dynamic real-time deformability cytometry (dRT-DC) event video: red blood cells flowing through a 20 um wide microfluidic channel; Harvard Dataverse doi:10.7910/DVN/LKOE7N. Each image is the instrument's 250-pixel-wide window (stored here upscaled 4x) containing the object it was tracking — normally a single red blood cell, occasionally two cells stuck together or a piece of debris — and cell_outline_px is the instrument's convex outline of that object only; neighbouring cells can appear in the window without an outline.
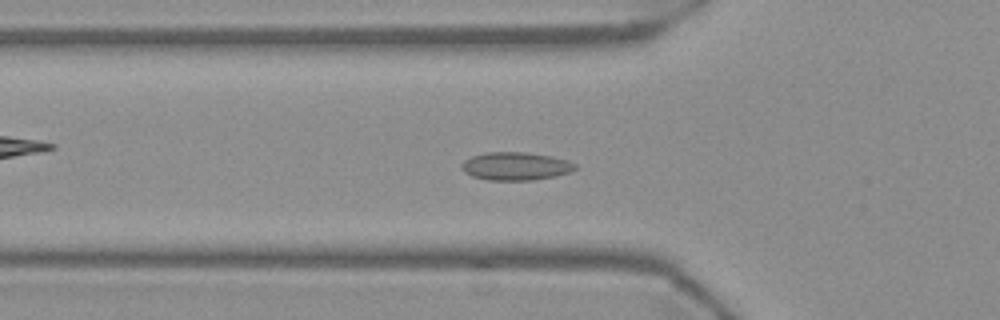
{"species": "Egyptian fruit bat (a non-hibernating species)", "species_latin": "Rousettus aegyptiacus", "temperature_condition": "warm", "stored_images_in_passage": 48, "camera_frame_rate_fps": 3000, "um_per_image_px": 0.085, "frame": {"image": 1, "passage_image": 12, "time_ms": 3.667, "image_size_px": [1000, 320], "cell_outline_px": [[576, 168], [572, 172], [556, 176], [532, 180], [488, 180], [472, 176], [464, 172], [460, 168], [460, 164], [464, 160], [472, 156], [484, 152], [524, 152], [552, 156], [568, 160], [576, 164]], "centroid_in_image_um": [43.82, 14.12], "position_along_channel_um": 82.0, "area_um2": 18.79}}
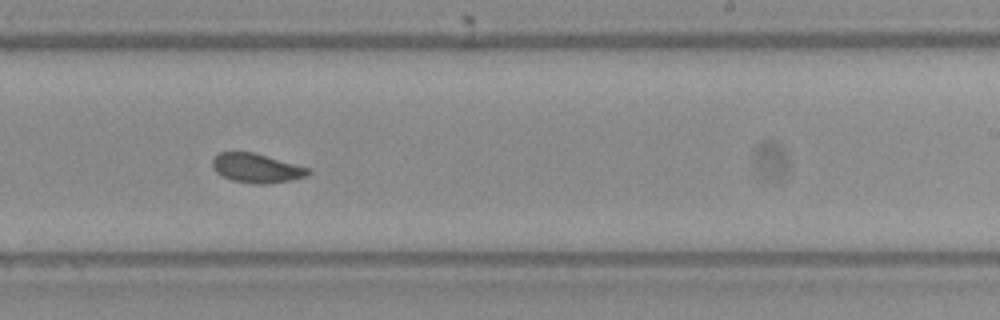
{"frame": {"image": 2, "passage_image": 27, "time_ms": 8.667, "image_size_px": [1000, 320], "cell_outline_px": [[312, 172], [304, 176], [292, 180], [268, 184], [256, 184], [232, 180], [216, 172], [212, 168], [212, 160], [220, 152], [252, 152], [308, 168]], "centroid_in_image_um": [21.78, 14.3], "position_along_channel_um": 267.2, "area_um2": 16.01}}
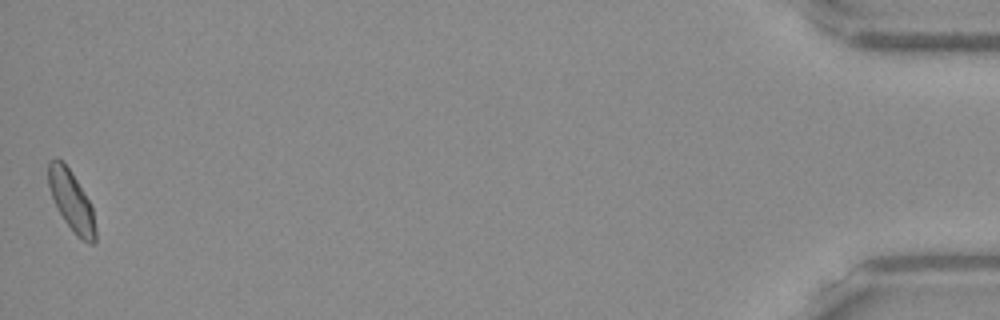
{"frame": {"image": 3, "passage_image": 48, "time_ms": 15.667, "image_size_px": [1000, 320], "cell_outline_px": [[96, 240], [92, 244], [88, 244], [76, 236], [64, 220], [52, 196], [48, 184], [48, 160], [56, 156], [68, 168], [76, 180], [88, 200], [92, 208], [96, 228]], "centroid_in_image_um": [6.07, 17.1], "position_along_channel_um": 429.1, "area_um2": 16.24}}